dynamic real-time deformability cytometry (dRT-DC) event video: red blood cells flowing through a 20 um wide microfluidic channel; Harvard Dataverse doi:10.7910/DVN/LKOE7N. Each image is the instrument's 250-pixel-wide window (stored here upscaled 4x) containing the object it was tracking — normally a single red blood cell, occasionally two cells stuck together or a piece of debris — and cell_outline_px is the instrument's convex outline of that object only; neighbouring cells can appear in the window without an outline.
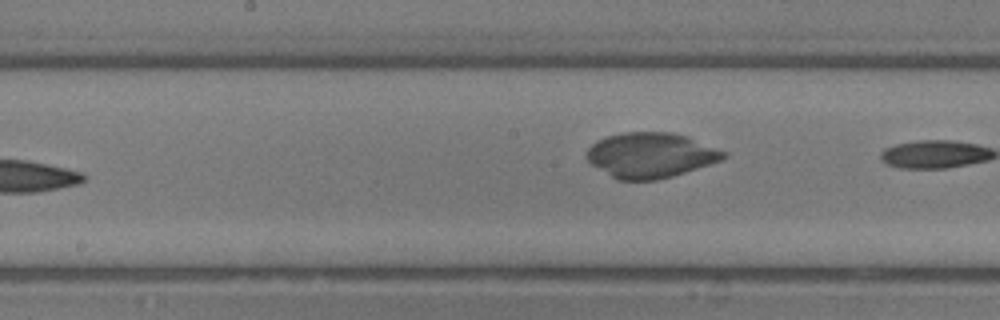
{"species": "common noctule bat (a hibernating species)", "species_latin": "Nyctalus noctula", "temperature_condition": "room temperature", "stored_images_in_passage": 16, "camera_frame_rate_fps": 3000, "um_per_image_px": 0.085, "animal": {"sex": "male", "body_mass_g": 13.3}, "frame": {"image": 1, "passage_image": 16, "time_ms": 5.0, "image_size_px": [1000, 320], "cell_outline_px": [[728, 156], [720, 160], [672, 176], [656, 180], [616, 180], [592, 164], [584, 156], [588, 148], [596, 140], [608, 136], [624, 132], [672, 132], [688, 136], [728, 152]], "centroid_in_image_um": [55.29, 13.18], "position_along_channel_um": 192.9, "area_um2": 36.01}}